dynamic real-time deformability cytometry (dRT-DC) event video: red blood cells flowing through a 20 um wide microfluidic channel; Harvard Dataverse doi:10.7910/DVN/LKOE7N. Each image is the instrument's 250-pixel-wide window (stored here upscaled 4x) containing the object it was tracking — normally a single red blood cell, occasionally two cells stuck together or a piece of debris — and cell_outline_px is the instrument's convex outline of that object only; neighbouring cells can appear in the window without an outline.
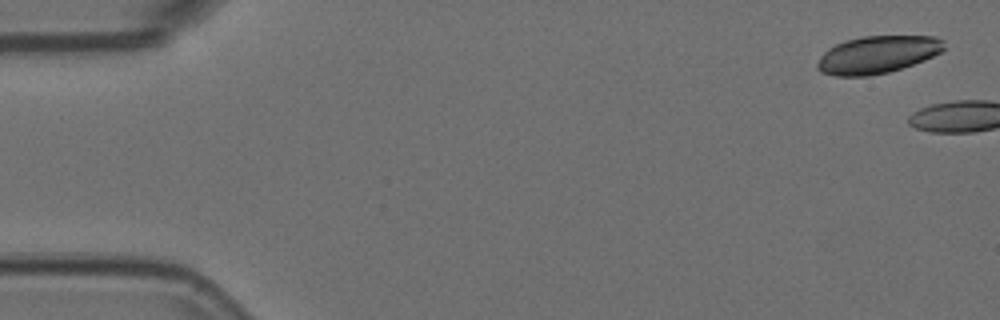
{"species": "Egyptian fruit bat (a non-hibernating species)", "species_latin": "Rousettus aegyptiacus", "temperature_condition": "room temperature", "stored_images_in_passage": 2, "camera_frame_rate_fps": 3000, "um_per_image_px": 0.085, "animal": {"sex": "female"}, "frame": {"image": 1, "passage_image": 1, "time_ms": 0.0, "image_size_px": [1000, 320], "cell_outline_px": [[944, 48], [940, 52], [924, 60], [888, 72], [868, 76], [836, 76], [820, 72], [816, 68], [816, 64], [820, 56], [828, 48], [836, 44], [860, 36], [936, 36], [944, 40]], "centroid_in_image_um": [74.55, 4.64], "position_along_channel_um": 10.4, "area_um2": 27.63}}